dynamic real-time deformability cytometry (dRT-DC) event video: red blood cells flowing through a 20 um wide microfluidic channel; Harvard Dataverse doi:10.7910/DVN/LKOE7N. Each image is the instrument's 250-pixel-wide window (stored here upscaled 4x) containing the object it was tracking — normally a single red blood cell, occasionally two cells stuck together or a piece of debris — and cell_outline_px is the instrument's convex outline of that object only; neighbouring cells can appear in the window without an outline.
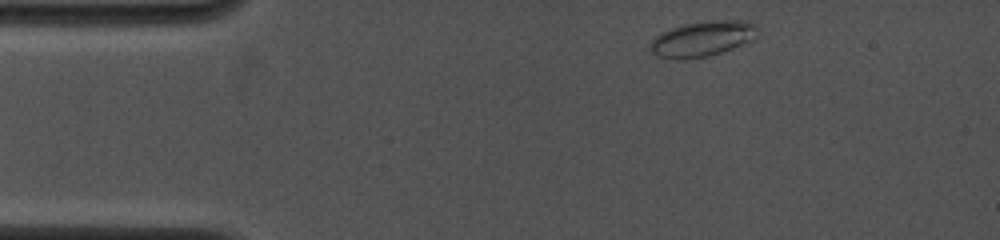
{"species": "common noctule bat (a hibernating species)", "species_latin": "Nyctalus noctula", "temperature_condition": "cold", "stored_images_in_passage": 5, "camera_frame_rate_fps": 4000, "um_per_image_px": 0.085, "animal": {"sex": "female", "body_mass_g": 19.0, "forearm_length_mm": 53.3}, "frame": {"image": 1, "passage_image": 1, "time_ms": 0.0, "image_size_px": [1000, 240], "cell_outline_px": [[756, 40], [748, 44], [708, 56], [684, 60], [680, 60], [656, 56], [652, 52], [648, 44], [656, 36], [672, 28], [684, 24], [712, 20], [744, 20], [756, 24]], "centroid_in_image_um": [59.75, 3.31], "position_along_channel_um": 25.2, "area_um2": 22.43}}
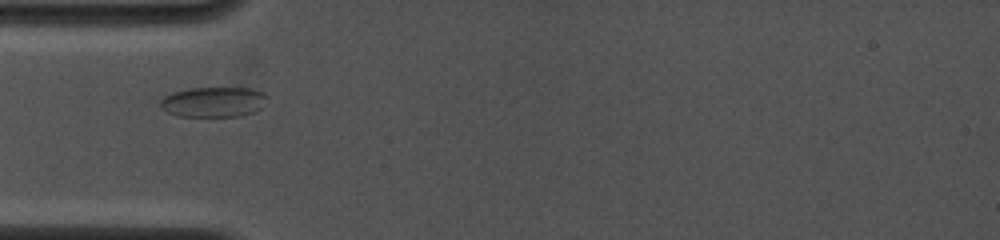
{"frame": {"image": 2, "passage_image": 4, "time_ms": 2.5, "image_size_px": [1000, 240], "cell_outline_px": [[268, 96], [260, 108], [256, 112], [240, 116], [180, 116], [168, 112], [160, 108], [160, 100], [164, 96], [172, 92], [188, 88], [252, 88], [264, 92]], "centroid_in_image_um": [18.15, 8.66], "position_along_channel_um": 66.9, "area_um2": 18.9}}
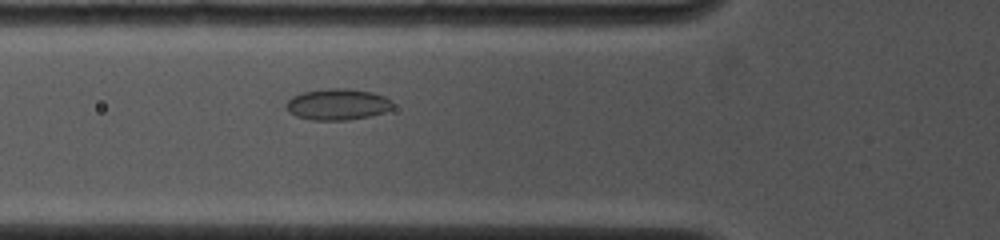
{"frame": {"image": 3, "passage_image": 5, "time_ms": 3.25, "image_size_px": [1000, 240], "cell_outline_px": [[392, 108], [384, 112], [372, 116], [348, 120], [312, 120], [296, 116], [284, 108], [284, 104], [292, 96], [300, 92], [328, 88], [348, 88], [372, 92], [384, 96], [392, 100]], "centroid_in_image_um": [28.67, 8.86], "position_along_channel_um": 97.1, "area_um2": 19.71}}